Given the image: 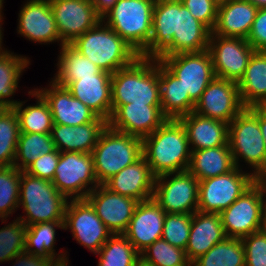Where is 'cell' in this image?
Returning a JSON list of instances; mask_svg holds the SVG:
<instances>
[{"mask_svg": "<svg viewBox=\"0 0 266 266\" xmlns=\"http://www.w3.org/2000/svg\"><path fill=\"white\" fill-rule=\"evenodd\" d=\"M244 107L266 106V51H255L237 83Z\"/></svg>", "mask_w": 266, "mask_h": 266, "instance_id": "f1b7e54d", "label": "cell"}, {"mask_svg": "<svg viewBox=\"0 0 266 266\" xmlns=\"http://www.w3.org/2000/svg\"><path fill=\"white\" fill-rule=\"evenodd\" d=\"M208 51L216 77L238 83L243 77L254 48L247 39L210 34Z\"/></svg>", "mask_w": 266, "mask_h": 266, "instance_id": "9a60e30c", "label": "cell"}, {"mask_svg": "<svg viewBox=\"0 0 266 266\" xmlns=\"http://www.w3.org/2000/svg\"><path fill=\"white\" fill-rule=\"evenodd\" d=\"M265 196V197H264ZM226 237L248 236L266 227V186L257 179L228 208L220 213Z\"/></svg>", "mask_w": 266, "mask_h": 266, "instance_id": "9c48e42d", "label": "cell"}, {"mask_svg": "<svg viewBox=\"0 0 266 266\" xmlns=\"http://www.w3.org/2000/svg\"><path fill=\"white\" fill-rule=\"evenodd\" d=\"M198 192L199 180L188 170L155 177L153 199L165 213H195Z\"/></svg>", "mask_w": 266, "mask_h": 266, "instance_id": "7c38bea8", "label": "cell"}, {"mask_svg": "<svg viewBox=\"0 0 266 266\" xmlns=\"http://www.w3.org/2000/svg\"><path fill=\"white\" fill-rule=\"evenodd\" d=\"M174 76L196 104L209 83L216 77L208 50L156 57Z\"/></svg>", "mask_w": 266, "mask_h": 266, "instance_id": "4fadbf2b", "label": "cell"}, {"mask_svg": "<svg viewBox=\"0 0 266 266\" xmlns=\"http://www.w3.org/2000/svg\"><path fill=\"white\" fill-rule=\"evenodd\" d=\"M13 260H15L13 262ZM13 266H49L54 261L47 257L32 255L27 251H22L17 254L12 260Z\"/></svg>", "mask_w": 266, "mask_h": 266, "instance_id": "c3c4849f", "label": "cell"}, {"mask_svg": "<svg viewBox=\"0 0 266 266\" xmlns=\"http://www.w3.org/2000/svg\"><path fill=\"white\" fill-rule=\"evenodd\" d=\"M244 108L237 83L215 77L196 102L193 111L230 124Z\"/></svg>", "mask_w": 266, "mask_h": 266, "instance_id": "2e32d148", "label": "cell"}, {"mask_svg": "<svg viewBox=\"0 0 266 266\" xmlns=\"http://www.w3.org/2000/svg\"><path fill=\"white\" fill-rule=\"evenodd\" d=\"M159 85L162 113L168 119H178L194 110L195 103L185 93L180 80L159 61Z\"/></svg>", "mask_w": 266, "mask_h": 266, "instance_id": "f546056e", "label": "cell"}, {"mask_svg": "<svg viewBox=\"0 0 266 266\" xmlns=\"http://www.w3.org/2000/svg\"><path fill=\"white\" fill-rule=\"evenodd\" d=\"M247 41L255 51H266V8L258 9Z\"/></svg>", "mask_w": 266, "mask_h": 266, "instance_id": "7dc6e473", "label": "cell"}, {"mask_svg": "<svg viewBox=\"0 0 266 266\" xmlns=\"http://www.w3.org/2000/svg\"><path fill=\"white\" fill-rule=\"evenodd\" d=\"M3 3H4V0H0V15L1 16H3V14H2Z\"/></svg>", "mask_w": 266, "mask_h": 266, "instance_id": "6f0895ef", "label": "cell"}, {"mask_svg": "<svg viewBox=\"0 0 266 266\" xmlns=\"http://www.w3.org/2000/svg\"><path fill=\"white\" fill-rule=\"evenodd\" d=\"M152 0H118L102 20L140 55L152 35Z\"/></svg>", "mask_w": 266, "mask_h": 266, "instance_id": "52a82bcc", "label": "cell"}, {"mask_svg": "<svg viewBox=\"0 0 266 266\" xmlns=\"http://www.w3.org/2000/svg\"><path fill=\"white\" fill-rule=\"evenodd\" d=\"M140 257L151 266H191L185 250L169 244L163 238L144 249Z\"/></svg>", "mask_w": 266, "mask_h": 266, "instance_id": "ab89813d", "label": "cell"}, {"mask_svg": "<svg viewBox=\"0 0 266 266\" xmlns=\"http://www.w3.org/2000/svg\"><path fill=\"white\" fill-rule=\"evenodd\" d=\"M29 64L26 56L9 51L0 54V105L4 108H13L20 102L11 96L16 93L22 72Z\"/></svg>", "mask_w": 266, "mask_h": 266, "instance_id": "836d02e7", "label": "cell"}, {"mask_svg": "<svg viewBox=\"0 0 266 266\" xmlns=\"http://www.w3.org/2000/svg\"><path fill=\"white\" fill-rule=\"evenodd\" d=\"M28 95L35 97L37 103L24 108L25 102L20 101L13 107L17 114L20 132L51 133L54 123L48 103L36 90L28 91Z\"/></svg>", "mask_w": 266, "mask_h": 266, "instance_id": "d6a6232c", "label": "cell"}, {"mask_svg": "<svg viewBox=\"0 0 266 266\" xmlns=\"http://www.w3.org/2000/svg\"><path fill=\"white\" fill-rule=\"evenodd\" d=\"M245 266H266V227L243 237Z\"/></svg>", "mask_w": 266, "mask_h": 266, "instance_id": "ee69618b", "label": "cell"}, {"mask_svg": "<svg viewBox=\"0 0 266 266\" xmlns=\"http://www.w3.org/2000/svg\"><path fill=\"white\" fill-rule=\"evenodd\" d=\"M52 184L68 200L85 199L99 185L92 154L60 152Z\"/></svg>", "mask_w": 266, "mask_h": 266, "instance_id": "30bf717a", "label": "cell"}, {"mask_svg": "<svg viewBox=\"0 0 266 266\" xmlns=\"http://www.w3.org/2000/svg\"><path fill=\"white\" fill-rule=\"evenodd\" d=\"M251 4H253L256 8H266V0H247Z\"/></svg>", "mask_w": 266, "mask_h": 266, "instance_id": "f5cc1de1", "label": "cell"}, {"mask_svg": "<svg viewBox=\"0 0 266 266\" xmlns=\"http://www.w3.org/2000/svg\"><path fill=\"white\" fill-rule=\"evenodd\" d=\"M19 189L20 170L14 165L0 167V219L2 223H5V219L19 208Z\"/></svg>", "mask_w": 266, "mask_h": 266, "instance_id": "60d3db41", "label": "cell"}, {"mask_svg": "<svg viewBox=\"0 0 266 266\" xmlns=\"http://www.w3.org/2000/svg\"><path fill=\"white\" fill-rule=\"evenodd\" d=\"M191 266H245V251L240 238L226 237L206 254L199 256Z\"/></svg>", "mask_w": 266, "mask_h": 266, "instance_id": "d590c367", "label": "cell"}, {"mask_svg": "<svg viewBox=\"0 0 266 266\" xmlns=\"http://www.w3.org/2000/svg\"><path fill=\"white\" fill-rule=\"evenodd\" d=\"M112 114L129 103L161 105L159 60L139 56L111 76Z\"/></svg>", "mask_w": 266, "mask_h": 266, "instance_id": "3957f363", "label": "cell"}, {"mask_svg": "<svg viewBox=\"0 0 266 266\" xmlns=\"http://www.w3.org/2000/svg\"><path fill=\"white\" fill-rule=\"evenodd\" d=\"M154 3L161 2V1H168V0H152Z\"/></svg>", "mask_w": 266, "mask_h": 266, "instance_id": "91938a15", "label": "cell"}, {"mask_svg": "<svg viewBox=\"0 0 266 266\" xmlns=\"http://www.w3.org/2000/svg\"><path fill=\"white\" fill-rule=\"evenodd\" d=\"M218 5L229 2L230 0H214Z\"/></svg>", "mask_w": 266, "mask_h": 266, "instance_id": "9f6ffc18", "label": "cell"}, {"mask_svg": "<svg viewBox=\"0 0 266 266\" xmlns=\"http://www.w3.org/2000/svg\"><path fill=\"white\" fill-rule=\"evenodd\" d=\"M20 134L17 114L13 108L0 112V167L13 166Z\"/></svg>", "mask_w": 266, "mask_h": 266, "instance_id": "f35d334b", "label": "cell"}, {"mask_svg": "<svg viewBox=\"0 0 266 266\" xmlns=\"http://www.w3.org/2000/svg\"><path fill=\"white\" fill-rule=\"evenodd\" d=\"M96 255L98 266H133L140 253L124 234H112Z\"/></svg>", "mask_w": 266, "mask_h": 266, "instance_id": "74e56055", "label": "cell"}, {"mask_svg": "<svg viewBox=\"0 0 266 266\" xmlns=\"http://www.w3.org/2000/svg\"><path fill=\"white\" fill-rule=\"evenodd\" d=\"M3 109H4V107L0 105V112H1Z\"/></svg>", "mask_w": 266, "mask_h": 266, "instance_id": "94428289", "label": "cell"}, {"mask_svg": "<svg viewBox=\"0 0 266 266\" xmlns=\"http://www.w3.org/2000/svg\"><path fill=\"white\" fill-rule=\"evenodd\" d=\"M108 121L97 117L93 122L77 126L53 124L51 136L59 152L91 153Z\"/></svg>", "mask_w": 266, "mask_h": 266, "instance_id": "d4e9b609", "label": "cell"}, {"mask_svg": "<svg viewBox=\"0 0 266 266\" xmlns=\"http://www.w3.org/2000/svg\"><path fill=\"white\" fill-rule=\"evenodd\" d=\"M193 214L166 213L161 238L169 244L186 249Z\"/></svg>", "mask_w": 266, "mask_h": 266, "instance_id": "7bdbcfd3", "label": "cell"}, {"mask_svg": "<svg viewBox=\"0 0 266 266\" xmlns=\"http://www.w3.org/2000/svg\"><path fill=\"white\" fill-rule=\"evenodd\" d=\"M154 183L155 176L147 160L141 156L133 164L113 175L104 185L113 192L140 202L153 198Z\"/></svg>", "mask_w": 266, "mask_h": 266, "instance_id": "cb8c5ba5", "label": "cell"}, {"mask_svg": "<svg viewBox=\"0 0 266 266\" xmlns=\"http://www.w3.org/2000/svg\"><path fill=\"white\" fill-rule=\"evenodd\" d=\"M111 76L93 75L80 77L77 81L54 82L66 87L98 117L109 121L112 115Z\"/></svg>", "mask_w": 266, "mask_h": 266, "instance_id": "603a6c76", "label": "cell"}, {"mask_svg": "<svg viewBox=\"0 0 266 266\" xmlns=\"http://www.w3.org/2000/svg\"><path fill=\"white\" fill-rule=\"evenodd\" d=\"M165 214L153 198L137 204L124 235L139 253L161 238Z\"/></svg>", "mask_w": 266, "mask_h": 266, "instance_id": "7402d4cb", "label": "cell"}, {"mask_svg": "<svg viewBox=\"0 0 266 266\" xmlns=\"http://www.w3.org/2000/svg\"><path fill=\"white\" fill-rule=\"evenodd\" d=\"M133 266H151L149 263L145 262L141 257L133 264Z\"/></svg>", "mask_w": 266, "mask_h": 266, "instance_id": "11a10c76", "label": "cell"}, {"mask_svg": "<svg viewBox=\"0 0 266 266\" xmlns=\"http://www.w3.org/2000/svg\"><path fill=\"white\" fill-rule=\"evenodd\" d=\"M96 13L102 18L118 0H90Z\"/></svg>", "mask_w": 266, "mask_h": 266, "instance_id": "681fc988", "label": "cell"}, {"mask_svg": "<svg viewBox=\"0 0 266 266\" xmlns=\"http://www.w3.org/2000/svg\"><path fill=\"white\" fill-rule=\"evenodd\" d=\"M68 260V257L62 260H54L49 264V266H69Z\"/></svg>", "mask_w": 266, "mask_h": 266, "instance_id": "816d5d0a", "label": "cell"}, {"mask_svg": "<svg viewBox=\"0 0 266 266\" xmlns=\"http://www.w3.org/2000/svg\"><path fill=\"white\" fill-rule=\"evenodd\" d=\"M91 154L97 182L99 185L104 184L142 156V139L107 125Z\"/></svg>", "mask_w": 266, "mask_h": 266, "instance_id": "ba28073f", "label": "cell"}, {"mask_svg": "<svg viewBox=\"0 0 266 266\" xmlns=\"http://www.w3.org/2000/svg\"><path fill=\"white\" fill-rule=\"evenodd\" d=\"M211 31L194 18L180 0L157 2L152 14V35L141 57L156 58L208 50Z\"/></svg>", "mask_w": 266, "mask_h": 266, "instance_id": "6da1fadb", "label": "cell"}, {"mask_svg": "<svg viewBox=\"0 0 266 266\" xmlns=\"http://www.w3.org/2000/svg\"><path fill=\"white\" fill-rule=\"evenodd\" d=\"M261 180L264 182V184L266 186V174L261 178Z\"/></svg>", "mask_w": 266, "mask_h": 266, "instance_id": "680465c9", "label": "cell"}, {"mask_svg": "<svg viewBox=\"0 0 266 266\" xmlns=\"http://www.w3.org/2000/svg\"><path fill=\"white\" fill-rule=\"evenodd\" d=\"M225 238L220 213L196 211L192 216L189 240L185 249L188 260L192 263Z\"/></svg>", "mask_w": 266, "mask_h": 266, "instance_id": "4316f807", "label": "cell"}, {"mask_svg": "<svg viewBox=\"0 0 266 266\" xmlns=\"http://www.w3.org/2000/svg\"><path fill=\"white\" fill-rule=\"evenodd\" d=\"M49 3L65 44L72 43L102 20L90 0H49Z\"/></svg>", "mask_w": 266, "mask_h": 266, "instance_id": "ac0fdd59", "label": "cell"}, {"mask_svg": "<svg viewBox=\"0 0 266 266\" xmlns=\"http://www.w3.org/2000/svg\"><path fill=\"white\" fill-rule=\"evenodd\" d=\"M27 226L18 218L0 229V263L25 250Z\"/></svg>", "mask_w": 266, "mask_h": 266, "instance_id": "b9f144b4", "label": "cell"}, {"mask_svg": "<svg viewBox=\"0 0 266 266\" xmlns=\"http://www.w3.org/2000/svg\"><path fill=\"white\" fill-rule=\"evenodd\" d=\"M17 32L35 43L50 44L60 41L59 31L49 0H27L18 14Z\"/></svg>", "mask_w": 266, "mask_h": 266, "instance_id": "d6986e66", "label": "cell"}, {"mask_svg": "<svg viewBox=\"0 0 266 266\" xmlns=\"http://www.w3.org/2000/svg\"><path fill=\"white\" fill-rule=\"evenodd\" d=\"M64 230L70 229L80 245L97 254L112 233L86 199L70 200L64 216Z\"/></svg>", "mask_w": 266, "mask_h": 266, "instance_id": "5bb4252c", "label": "cell"}, {"mask_svg": "<svg viewBox=\"0 0 266 266\" xmlns=\"http://www.w3.org/2000/svg\"><path fill=\"white\" fill-rule=\"evenodd\" d=\"M70 44L100 69L111 74L130 65L140 56L103 20Z\"/></svg>", "mask_w": 266, "mask_h": 266, "instance_id": "277c9868", "label": "cell"}, {"mask_svg": "<svg viewBox=\"0 0 266 266\" xmlns=\"http://www.w3.org/2000/svg\"><path fill=\"white\" fill-rule=\"evenodd\" d=\"M142 156L155 177L186 171L191 149L182 123L178 119H167L153 133L143 138Z\"/></svg>", "mask_w": 266, "mask_h": 266, "instance_id": "7a4b0ae2", "label": "cell"}, {"mask_svg": "<svg viewBox=\"0 0 266 266\" xmlns=\"http://www.w3.org/2000/svg\"><path fill=\"white\" fill-rule=\"evenodd\" d=\"M2 21H3V16L0 15V54L8 51L7 49L5 50L4 47H2V41H3L2 40V38H3V32L2 31H4L2 28Z\"/></svg>", "mask_w": 266, "mask_h": 266, "instance_id": "db71d44e", "label": "cell"}, {"mask_svg": "<svg viewBox=\"0 0 266 266\" xmlns=\"http://www.w3.org/2000/svg\"><path fill=\"white\" fill-rule=\"evenodd\" d=\"M57 73L53 81H77L80 77L93 75H112L103 71L93 62L78 52L71 44L60 46Z\"/></svg>", "mask_w": 266, "mask_h": 266, "instance_id": "1f68e13d", "label": "cell"}, {"mask_svg": "<svg viewBox=\"0 0 266 266\" xmlns=\"http://www.w3.org/2000/svg\"><path fill=\"white\" fill-rule=\"evenodd\" d=\"M56 228L64 230L63 222H43L27 226L25 251L32 255L47 257L53 260L67 258L68 251H55ZM56 252V253H55ZM61 252V253H60ZM57 255V256H56Z\"/></svg>", "mask_w": 266, "mask_h": 266, "instance_id": "e575fe53", "label": "cell"}, {"mask_svg": "<svg viewBox=\"0 0 266 266\" xmlns=\"http://www.w3.org/2000/svg\"><path fill=\"white\" fill-rule=\"evenodd\" d=\"M228 144L235 167L242 169L239 162L244 160L256 179L266 174V147L259 126V106L245 107L231 121Z\"/></svg>", "mask_w": 266, "mask_h": 266, "instance_id": "5b68a950", "label": "cell"}, {"mask_svg": "<svg viewBox=\"0 0 266 266\" xmlns=\"http://www.w3.org/2000/svg\"><path fill=\"white\" fill-rule=\"evenodd\" d=\"M94 208L96 215L112 234H124L139 203L136 199L122 196L98 185L85 198Z\"/></svg>", "mask_w": 266, "mask_h": 266, "instance_id": "e0dca14e", "label": "cell"}, {"mask_svg": "<svg viewBox=\"0 0 266 266\" xmlns=\"http://www.w3.org/2000/svg\"><path fill=\"white\" fill-rule=\"evenodd\" d=\"M68 199L52 181L20 171L19 203L25 215L17 217L26 226L43 222H64Z\"/></svg>", "mask_w": 266, "mask_h": 266, "instance_id": "8992f818", "label": "cell"}, {"mask_svg": "<svg viewBox=\"0 0 266 266\" xmlns=\"http://www.w3.org/2000/svg\"><path fill=\"white\" fill-rule=\"evenodd\" d=\"M258 8L247 0H230L218 7L217 20L211 33L224 37L247 39Z\"/></svg>", "mask_w": 266, "mask_h": 266, "instance_id": "83f0119b", "label": "cell"}, {"mask_svg": "<svg viewBox=\"0 0 266 266\" xmlns=\"http://www.w3.org/2000/svg\"><path fill=\"white\" fill-rule=\"evenodd\" d=\"M259 126L266 147V106H259Z\"/></svg>", "mask_w": 266, "mask_h": 266, "instance_id": "f907efd6", "label": "cell"}, {"mask_svg": "<svg viewBox=\"0 0 266 266\" xmlns=\"http://www.w3.org/2000/svg\"><path fill=\"white\" fill-rule=\"evenodd\" d=\"M256 180L252 173L235 167L227 174L199 181L198 211L221 213Z\"/></svg>", "mask_w": 266, "mask_h": 266, "instance_id": "8fae6325", "label": "cell"}, {"mask_svg": "<svg viewBox=\"0 0 266 266\" xmlns=\"http://www.w3.org/2000/svg\"><path fill=\"white\" fill-rule=\"evenodd\" d=\"M50 88H34L48 103L53 123L67 126H77L93 122L98 116L80 100L72 96L64 86L49 83Z\"/></svg>", "mask_w": 266, "mask_h": 266, "instance_id": "44dd1931", "label": "cell"}, {"mask_svg": "<svg viewBox=\"0 0 266 266\" xmlns=\"http://www.w3.org/2000/svg\"><path fill=\"white\" fill-rule=\"evenodd\" d=\"M55 150L51 133L20 132L17 151L13 165L20 171H25L42 154Z\"/></svg>", "mask_w": 266, "mask_h": 266, "instance_id": "8d00e7d4", "label": "cell"}, {"mask_svg": "<svg viewBox=\"0 0 266 266\" xmlns=\"http://www.w3.org/2000/svg\"><path fill=\"white\" fill-rule=\"evenodd\" d=\"M235 168L229 146L191 150L188 171L199 181L229 173Z\"/></svg>", "mask_w": 266, "mask_h": 266, "instance_id": "4dcf8cb0", "label": "cell"}, {"mask_svg": "<svg viewBox=\"0 0 266 266\" xmlns=\"http://www.w3.org/2000/svg\"><path fill=\"white\" fill-rule=\"evenodd\" d=\"M194 18L203 23L211 32L217 20L219 5L214 0H180Z\"/></svg>", "mask_w": 266, "mask_h": 266, "instance_id": "f6af8a7d", "label": "cell"}, {"mask_svg": "<svg viewBox=\"0 0 266 266\" xmlns=\"http://www.w3.org/2000/svg\"><path fill=\"white\" fill-rule=\"evenodd\" d=\"M178 120L184 126L191 150L229 146V124L192 111Z\"/></svg>", "mask_w": 266, "mask_h": 266, "instance_id": "484cf974", "label": "cell"}, {"mask_svg": "<svg viewBox=\"0 0 266 266\" xmlns=\"http://www.w3.org/2000/svg\"><path fill=\"white\" fill-rule=\"evenodd\" d=\"M168 118L161 105L129 103L121 105L108 121V125L119 132L143 139L159 128Z\"/></svg>", "mask_w": 266, "mask_h": 266, "instance_id": "ffe728a7", "label": "cell"}, {"mask_svg": "<svg viewBox=\"0 0 266 266\" xmlns=\"http://www.w3.org/2000/svg\"><path fill=\"white\" fill-rule=\"evenodd\" d=\"M59 158L60 152L57 149L51 153L42 154L25 170V172L32 176L52 181Z\"/></svg>", "mask_w": 266, "mask_h": 266, "instance_id": "bcb514c9", "label": "cell"}]
</instances>
